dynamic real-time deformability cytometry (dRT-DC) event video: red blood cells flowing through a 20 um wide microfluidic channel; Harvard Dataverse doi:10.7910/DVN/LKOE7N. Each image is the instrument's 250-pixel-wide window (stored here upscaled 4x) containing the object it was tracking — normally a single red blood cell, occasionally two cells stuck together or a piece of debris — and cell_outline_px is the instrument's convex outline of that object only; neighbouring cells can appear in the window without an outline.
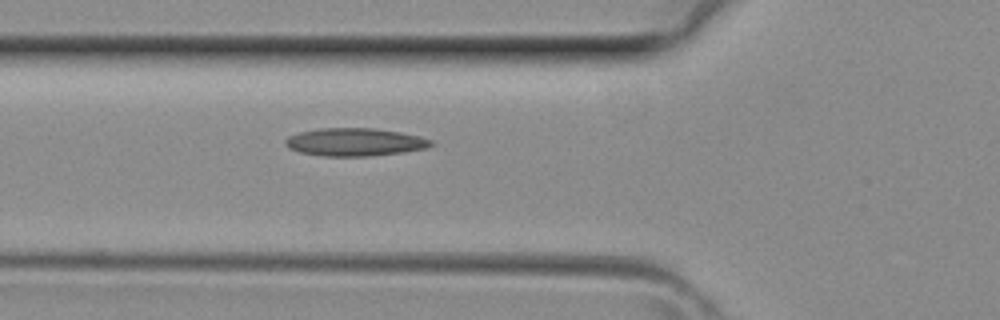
{"species": "common noctule bat (a hibernating species)", "species_latin": "Nyctalus noctula", "temperature_condition": "room temperature", "stored_images_in_passage": 5, "camera_frame_rate_fps": 3000, "um_per_image_px": 0.085, "animal": {"sex": "female", "body_mass_g": 29.2, "forearm_length_mm": 56.3}, "frame": {"image": 1, "passage_image": 5, "time_ms": 1.333, "image_size_px": [1000, 320], "cell_outline_px": [[436, 144], [428, 148], [404, 152], [368, 156], [324, 156], [300, 152], [288, 148], [284, 144], [284, 140], [288, 136], [300, 132], [320, 128], [376, 128], [400, 132], [420, 136], [432, 140]], "centroid_in_image_um": [30.19, 12.07], "position_along_channel_um": 95.6, "area_um2": 23.87}}